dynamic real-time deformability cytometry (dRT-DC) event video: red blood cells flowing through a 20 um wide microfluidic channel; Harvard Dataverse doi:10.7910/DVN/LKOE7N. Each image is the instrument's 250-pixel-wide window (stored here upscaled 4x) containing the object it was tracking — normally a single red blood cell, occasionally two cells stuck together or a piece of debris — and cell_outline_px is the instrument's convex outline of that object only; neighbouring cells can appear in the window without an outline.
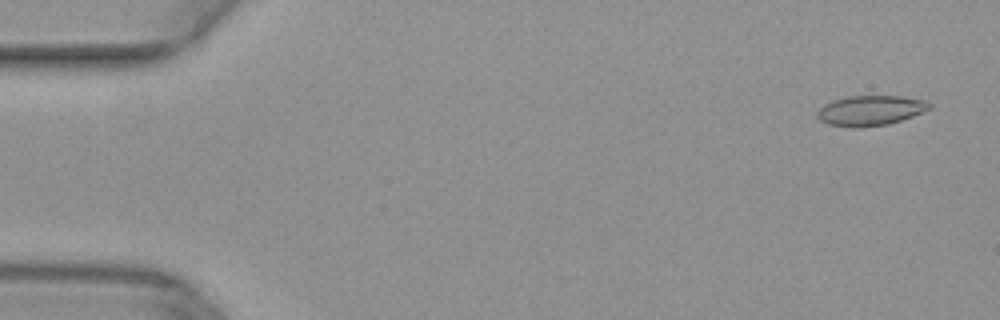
{"species": "common noctule bat (a hibernating species)", "species_latin": "Nyctalus noctula", "temperature_condition": "warm", "stored_images_in_passage": 7, "camera_frame_rate_fps": 3000, "um_per_image_px": 0.085, "animal": {"sex": "female", "body_mass_g": 29.2, "forearm_length_mm": 56.3}, "frame": {"image": 1, "passage_image": 3, "time_ms": 0.667, "image_size_px": [1000, 320], "cell_outline_px": [[932, 108], [912, 116], [888, 124], [860, 128], [852, 128], [828, 124], [820, 120], [816, 116], [816, 112], [824, 104], [832, 100], [848, 96], [900, 96], [924, 100], [932, 104]], "centroid_in_image_um": [73.96, 9.4], "position_along_channel_um": 11.0, "area_um2": 19.77}}